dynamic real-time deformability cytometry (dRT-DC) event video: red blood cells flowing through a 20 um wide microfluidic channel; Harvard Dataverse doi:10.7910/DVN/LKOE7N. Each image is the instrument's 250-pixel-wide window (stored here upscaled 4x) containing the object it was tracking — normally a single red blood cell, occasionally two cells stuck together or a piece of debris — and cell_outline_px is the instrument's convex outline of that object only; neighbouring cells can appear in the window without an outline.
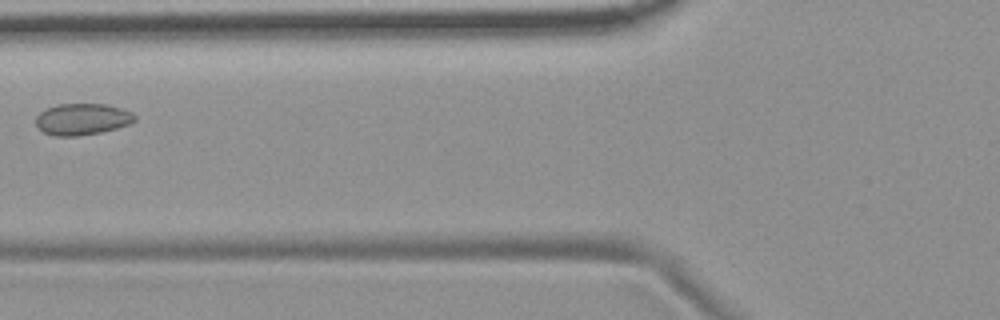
{"species": "common noctule bat (a hibernating species)", "species_latin": "Nyctalus noctula", "temperature_condition": "room temperature", "stored_images_in_passage": 5, "camera_frame_rate_fps": 3000, "um_per_image_px": 0.085, "animal": {"sex": "female", "body_mass_g": 19.9}, "frame": {"image": 1, "passage_image": 4, "time_ms": 4.333, "image_size_px": [1000, 320], "cell_outline_px": [[136, 120], [128, 124], [116, 128], [100, 132], [76, 136], [56, 136], [44, 132], [36, 124], [36, 116], [44, 108], [56, 104], [104, 104], [120, 108], [132, 112], [136, 116]], "centroid_in_image_um": [6.97, 10.12], "position_along_channel_um": 118.8, "area_um2": 18.09}}
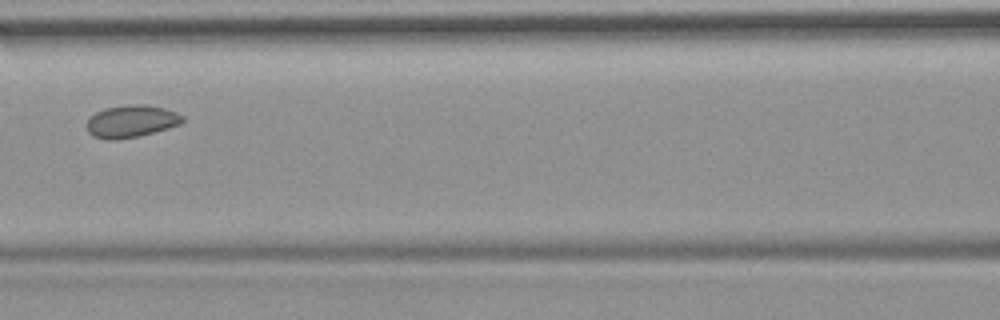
{"frame": {"image": 2, "passage_image": 5, "time_ms": 5.333, "image_size_px": [1000, 320], "cell_outline_px": [[184, 120], [180, 124], [168, 128], [140, 136], [116, 140], [108, 140], [92, 136], [88, 132], [88, 116], [104, 108], [128, 104], [144, 104], [164, 108], [176, 112], [184, 116]], "centroid_in_image_um": [11.15, 10.31], "position_along_channel_um": 155.5, "area_um2": 18.21}}